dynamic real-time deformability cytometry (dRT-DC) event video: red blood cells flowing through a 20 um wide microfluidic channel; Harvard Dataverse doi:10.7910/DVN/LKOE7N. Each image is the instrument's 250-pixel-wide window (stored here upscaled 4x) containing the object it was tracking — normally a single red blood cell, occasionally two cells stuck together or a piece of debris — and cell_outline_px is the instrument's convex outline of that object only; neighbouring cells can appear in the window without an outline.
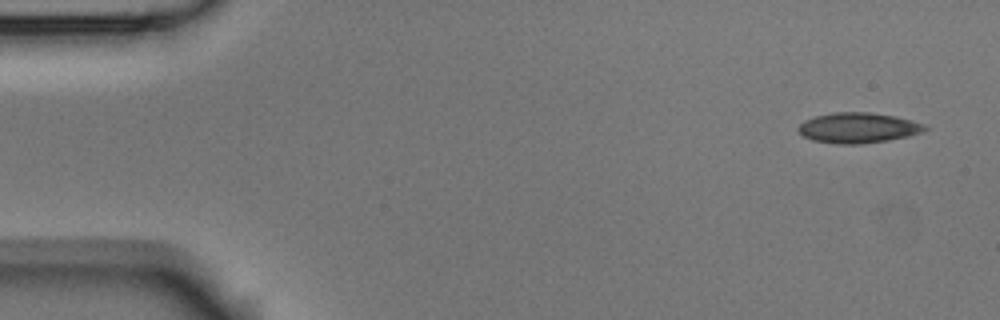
{"species": "Egyptian fruit bat (a non-hibernating species)", "species_latin": "Rousettus aegyptiacus", "temperature_condition": "room temperature", "stored_images_in_passage": 5, "camera_frame_rate_fps": 3000, "um_per_image_px": 0.085, "animal": {"sex": "male"}, "frame": {"image": 1, "passage_image": 1, "time_ms": 0.0, "image_size_px": [1000, 320], "cell_outline_px": [[928, 128], [924, 132], [908, 136], [888, 140], [860, 144], [840, 144], [812, 140], [804, 136], [796, 128], [804, 120], [816, 116], [832, 112], [868, 112], [896, 116], [912, 120], [924, 124]], "centroid_in_image_um": [72.95, 10.86], "position_along_channel_um": 12.0, "area_um2": 22.43}}
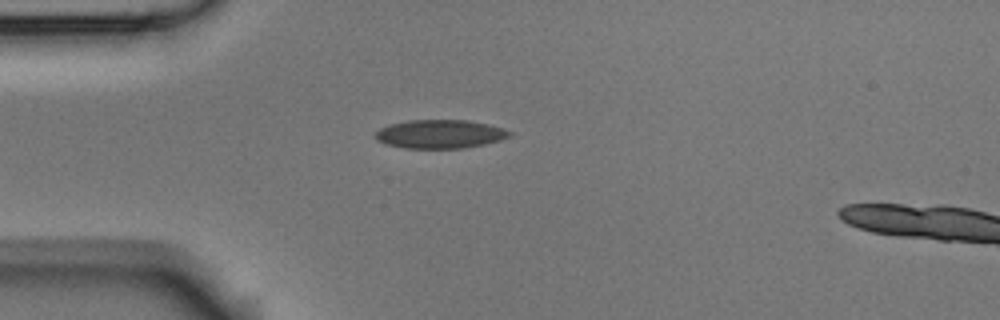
{"frame": {"image": 2, "passage_image": 4, "time_ms": 1.0, "image_size_px": [1000, 320], "cell_outline_px": [[512, 136], [500, 140], [484, 144], [464, 148], [404, 148], [384, 144], [376, 140], [376, 132], [380, 128], [388, 124], [408, 120], [468, 120], [488, 124], [504, 128], [512, 132]], "centroid_in_image_um": [37.4, 11.39], "position_along_channel_um": 47.6, "area_um2": 22.54}}